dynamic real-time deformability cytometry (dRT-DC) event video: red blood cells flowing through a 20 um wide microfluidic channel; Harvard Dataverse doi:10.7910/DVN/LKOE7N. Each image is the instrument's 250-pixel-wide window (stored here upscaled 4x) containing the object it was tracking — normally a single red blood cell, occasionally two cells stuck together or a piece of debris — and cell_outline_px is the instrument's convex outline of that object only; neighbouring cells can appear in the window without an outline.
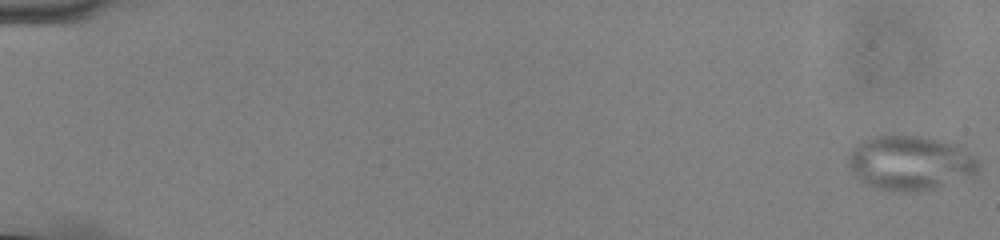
{"species": "common noctule bat (a hibernating species)", "species_latin": "Nyctalus noctula", "temperature_condition": "cold", "stored_images_in_passage": 56, "camera_frame_rate_fps": 3000, "um_per_image_px": 0.085, "animal": {"sex": "male", "body_mass_g": 13.0, "forearm_length_mm": 53.1}, "frame": {"image": 1, "passage_image": 1, "time_ms": 0.0, "image_size_px": [1000, 240], "cell_outline_px": [[980, 172], [972, 176], [932, 188], [908, 192], [900, 192], [876, 188], [860, 180], [852, 172], [848, 164], [848, 156], [856, 144], [860, 140], [872, 136], [888, 132], [892, 132], [924, 136], [956, 144], [972, 152], [980, 164]], "centroid_in_image_um": [77.36, 13.78], "position_along_channel_um": 7.6, "area_um2": 42.31}}
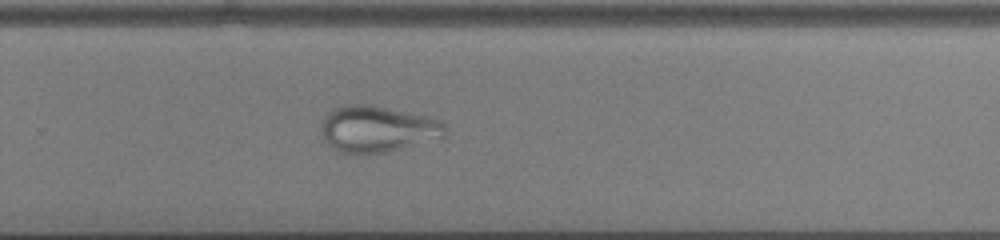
{"frame": {"image": 2, "passage_image": 39, "time_ms": 12.667, "image_size_px": [1000, 240], "cell_outline_px": [[448, 128], [444, 136], [388, 152], [364, 156], [344, 152], [328, 144], [324, 140], [320, 132], [320, 128], [324, 116], [332, 108], [340, 104], [372, 104], [428, 116], [440, 120]], "centroid_in_image_um": [32.04, 10.95], "position_along_channel_um": 297.8, "area_um2": 34.1}}
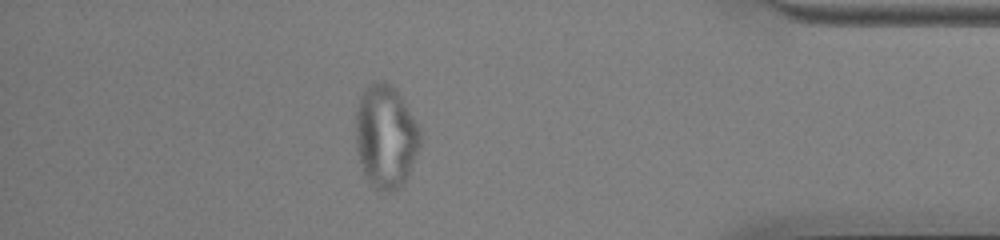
{"frame": {"image": 3, "passage_image": 50, "time_ms": 16.333, "image_size_px": [1000, 240], "cell_outline_px": [[420, 144], [408, 176], [404, 184], [400, 188], [384, 192], [376, 188], [364, 176], [360, 164], [356, 148], [356, 108], [360, 96], [364, 88], [368, 84], [376, 80], [384, 80], [400, 96], [420, 124]], "centroid_in_image_um": [32.78, 11.6], "position_along_channel_um": 402.4, "area_um2": 39.07}}